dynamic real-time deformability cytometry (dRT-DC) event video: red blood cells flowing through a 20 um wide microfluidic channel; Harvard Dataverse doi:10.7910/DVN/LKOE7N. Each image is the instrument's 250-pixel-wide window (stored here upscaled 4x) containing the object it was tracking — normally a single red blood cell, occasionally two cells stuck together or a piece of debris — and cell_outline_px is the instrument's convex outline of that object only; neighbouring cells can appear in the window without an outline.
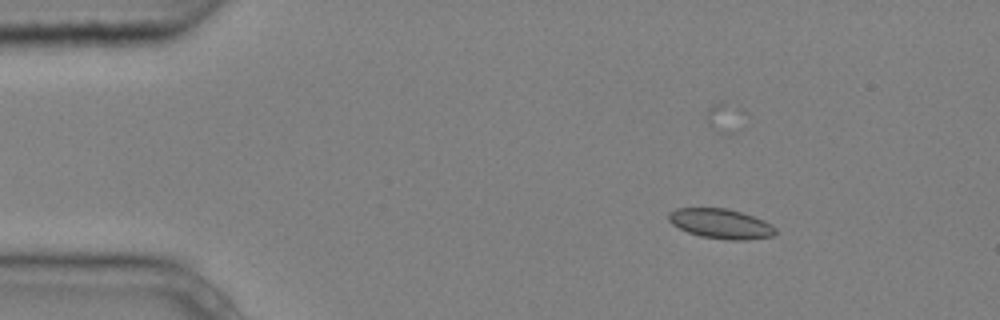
{"species": "common noctule bat (a hibernating species)", "species_latin": "Nyctalus noctula", "temperature_condition": "cold", "stored_images_in_passage": 6, "camera_frame_rate_fps": 3000, "um_per_image_px": 0.085, "animal": {"sex": "male", "body_mass_g": 20.4}, "frame": {"image": 1, "passage_image": 2, "time_ms": 0.333, "image_size_px": [1000, 320], "cell_outline_px": [[776, 232], [772, 236], [748, 240], [728, 240], [700, 236], [688, 232], [672, 224], [668, 220], [668, 212], [676, 208], [724, 208], [740, 212], [764, 220], [772, 224], [776, 228]], "centroid_in_image_um": [61.27, 19.02], "position_along_channel_um": 23.7, "area_um2": 18.55}}
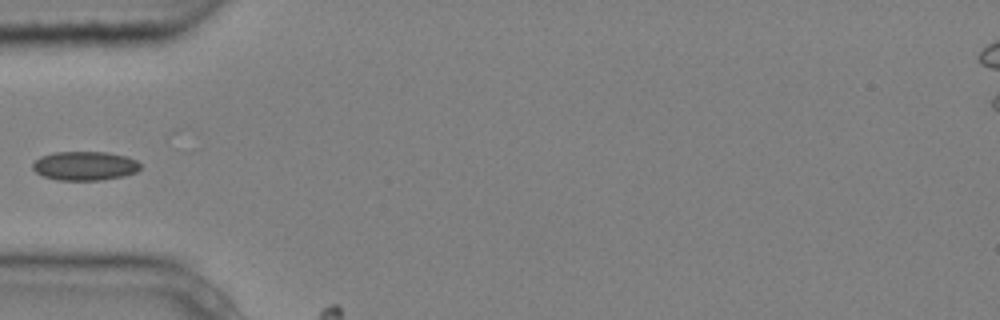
{"frame": {"image": 2, "passage_image": 5, "time_ms": 1.333, "image_size_px": [1000, 320], "cell_outline_px": [[140, 168], [136, 172], [124, 176], [100, 180], [56, 180], [44, 176], [36, 172], [32, 168], [32, 164], [40, 156], [52, 152], [108, 152], [128, 156], [136, 160], [140, 164]], "centroid_in_image_um": [7.21, 14.09], "position_along_channel_um": 77.8, "area_um2": 18.32}}